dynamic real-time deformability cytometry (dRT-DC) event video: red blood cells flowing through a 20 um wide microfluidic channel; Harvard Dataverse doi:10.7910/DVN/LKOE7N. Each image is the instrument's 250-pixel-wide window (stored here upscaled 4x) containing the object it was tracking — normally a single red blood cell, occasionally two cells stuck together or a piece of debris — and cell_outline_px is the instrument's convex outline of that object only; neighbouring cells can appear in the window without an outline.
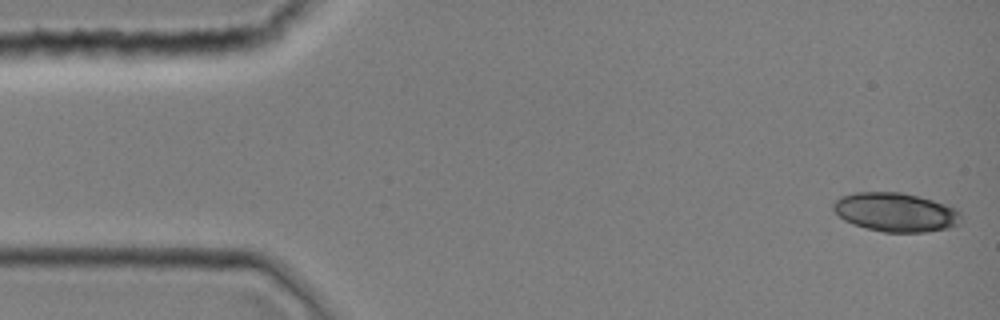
{"species": "common noctule bat (a hibernating species)", "species_latin": "Nyctalus noctula", "temperature_condition": "room temperature", "stored_images_in_passage": 43, "camera_frame_rate_fps": 3000, "um_per_image_px": 0.085, "animal": {"sex": "female", "body_mass_g": 19.0, "forearm_length_mm": 51.5}, "frame": {"image": 1, "passage_image": 1, "time_ms": 0.0, "image_size_px": [1000, 320], "cell_outline_px": [[960, 224], [948, 228], [928, 232], [884, 232], [852, 224], [844, 220], [832, 208], [832, 204], [840, 196], [856, 192], [900, 192], [948, 204], [956, 208], [960, 212]], "centroid_in_image_um": [76.14, 18.04], "position_along_channel_um": 8.9, "area_um2": 29.02}}
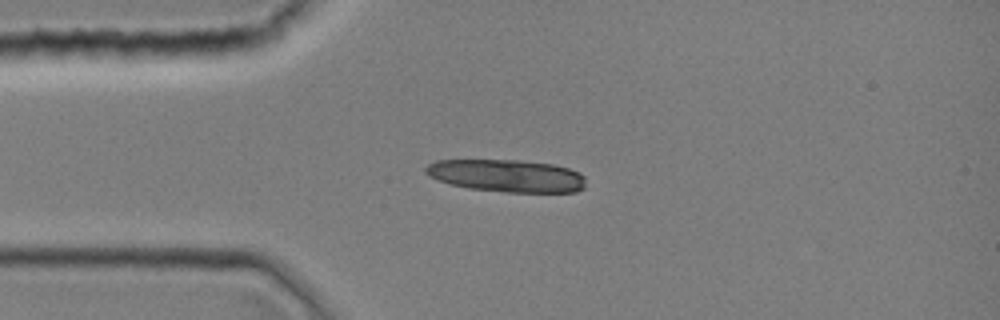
{"frame": {"image": 2, "passage_image": 10, "time_ms": 3.0, "image_size_px": [1000, 320], "cell_outline_px": [[584, 188], [576, 192], [504, 192], [468, 188], [452, 184], [440, 180], [424, 172], [424, 168], [428, 164], [436, 160], [520, 160], [552, 164], [568, 168], [580, 172], [584, 176]], "centroid_in_image_um": [43.1, 14.93], "position_along_channel_um": 41.9, "area_um2": 30.23}}